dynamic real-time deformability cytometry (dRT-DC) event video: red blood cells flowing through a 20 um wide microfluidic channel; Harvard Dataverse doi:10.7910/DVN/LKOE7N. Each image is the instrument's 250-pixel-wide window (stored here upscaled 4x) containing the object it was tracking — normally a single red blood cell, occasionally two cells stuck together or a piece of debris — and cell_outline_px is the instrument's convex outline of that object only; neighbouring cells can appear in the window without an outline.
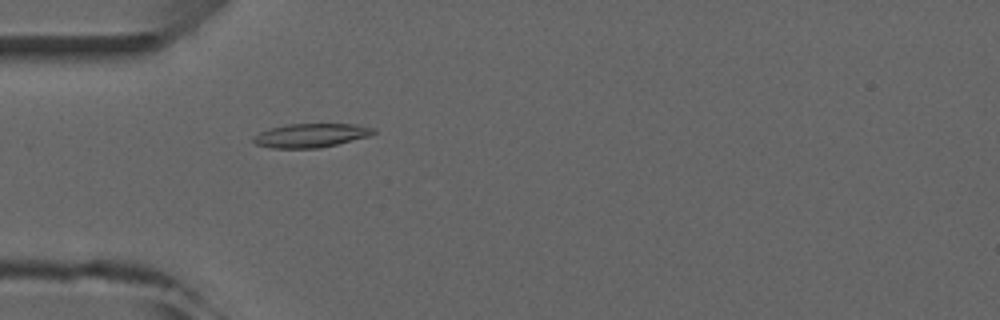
{"species": "common noctule bat (a hibernating species)", "species_latin": "Nyctalus noctula", "temperature_condition": "room temperature", "stored_images_in_passage": 5, "camera_frame_rate_fps": 3000, "um_per_image_px": 0.085, "animal": {"sex": "male", "forearm_length_mm": 52.5}, "frame": {"image": 1, "passage_image": 5, "time_ms": 4.667, "image_size_px": [1000, 320], "cell_outline_px": [[376, 132], [368, 136], [320, 148], [272, 148], [256, 144], [252, 140], [252, 136], [260, 132], [272, 128], [288, 124], [356, 124], [376, 128]], "centroid_in_image_um": [26.42, 11.51], "position_along_channel_um": 58.6, "area_um2": 16.59}}